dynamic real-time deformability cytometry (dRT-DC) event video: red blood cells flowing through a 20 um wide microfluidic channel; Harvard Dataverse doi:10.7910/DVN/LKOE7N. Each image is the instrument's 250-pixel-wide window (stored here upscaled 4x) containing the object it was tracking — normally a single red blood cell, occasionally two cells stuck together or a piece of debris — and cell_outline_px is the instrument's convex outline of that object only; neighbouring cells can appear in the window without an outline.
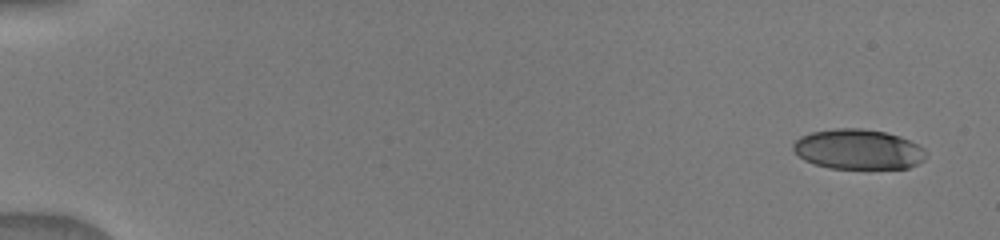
{"species": "human", "species_latin": "Homo sapiens", "temperature_condition": "warm", "stored_images_in_passage": 33, "camera_frame_rate_fps": 3000, "um_per_image_px": 0.085, "donor": {"sex": "male"}, "frame": {"image": 1, "passage_image": 1, "time_ms": 0.0, "image_size_px": [1000, 240], "cell_outline_px": [[924, 160], [908, 168], [828, 168], [812, 164], [804, 160], [792, 148], [792, 144], [800, 136], [812, 132], [836, 128], [860, 128], [884, 132], [900, 136], [924, 148]], "centroid_in_image_um": [72.9, 12.69], "position_along_channel_um": 12.1, "area_um2": 30.87}}
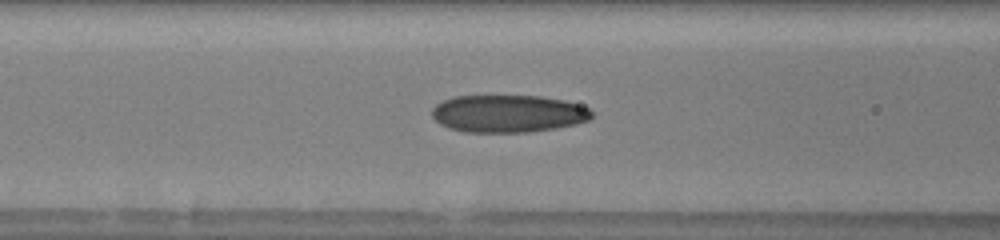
{"frame": {"image": 2, "passage_image": 17, "time_ms": 6.667, "image_size_px": [1000, 240], "cell_outline_px": [[592, 116], [588, 120], [576, 124], [556, 128], [528, 132], [464, 132], [448, 128], [440, 124], [432, 116], [432, 108], [436, 104], [444, 100], [456, 96], [540, 96], [564, 100], [588, 108], [592, 112]], "centroid_in_image_um": [43.17, 9.66], "position_along_channel_um": 123.4, "area_um2": 34.85}}
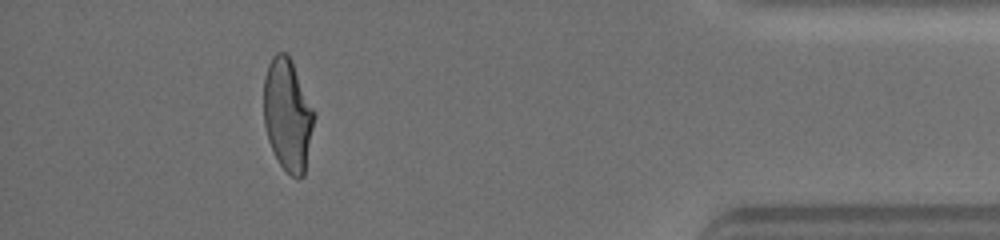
{"frame": {"image": 3, "passage_image": 32, "time_ms": 14.667, "image_size_px": [1000, 240], "cell_outline_px": [[316, 116], [304, 176], [296, 180], [280, 164], [268, 140], [264, 124], [264, 76], [268, 64], [272, 56], [276, 52], [284, 52], [292, 60], [316, 112]], "centroid_in_image_um": [24.47, 9.75], "position_along_channel_um": 410.7, "area_um2": 33.35}}